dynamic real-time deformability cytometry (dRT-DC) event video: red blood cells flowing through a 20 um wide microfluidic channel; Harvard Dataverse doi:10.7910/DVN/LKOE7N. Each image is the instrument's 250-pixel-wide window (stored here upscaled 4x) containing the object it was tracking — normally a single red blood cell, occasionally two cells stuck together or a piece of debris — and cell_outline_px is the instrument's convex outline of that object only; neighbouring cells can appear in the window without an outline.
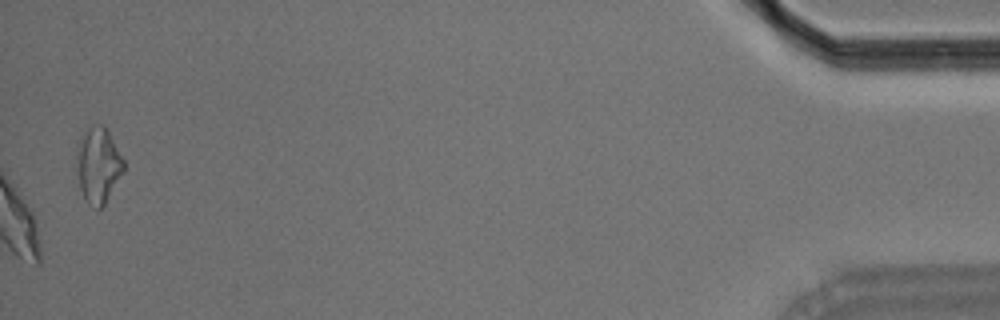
{"species": "Egyptian fruit bat (a non-hibernating species)", "species_latin": "Rousettus aegyptiacus", "temperature_condition": "room temperature", "stored_images_in_passage": 56, "camera_frame_rate_fps": 3000, "um_per_image_px": 0.085, "animal": {"sex": "male"}, "frame": {"image": 1, "passage_image": 56, "time_ms": 18.333, "image_size_px": [1000, 320], "cell_outline_px": [[124, 172], [104, 204], [100, 208], [96, 208], [88, 204], [84, 200], [72, 164], [80, 136], [88, 128], [96, 124], [104, 124], [124, 160]], "centroid_in_image_um": [8.28, 14.03], "position_along_channel_um": 426.9, "area_um2": 21.39}, "authors_computed_cell_mechanics": {"area_um2": 21.097, "velocity_mm_per_s": 3.5922, "shape_relaxation_time_tau1_ms": 3.5607, "shape_relaxation_time_tau2_ms": 2.2825, "deformation_change_tau1": 0.1422, "deformation_change_tau2": 0.0913}}